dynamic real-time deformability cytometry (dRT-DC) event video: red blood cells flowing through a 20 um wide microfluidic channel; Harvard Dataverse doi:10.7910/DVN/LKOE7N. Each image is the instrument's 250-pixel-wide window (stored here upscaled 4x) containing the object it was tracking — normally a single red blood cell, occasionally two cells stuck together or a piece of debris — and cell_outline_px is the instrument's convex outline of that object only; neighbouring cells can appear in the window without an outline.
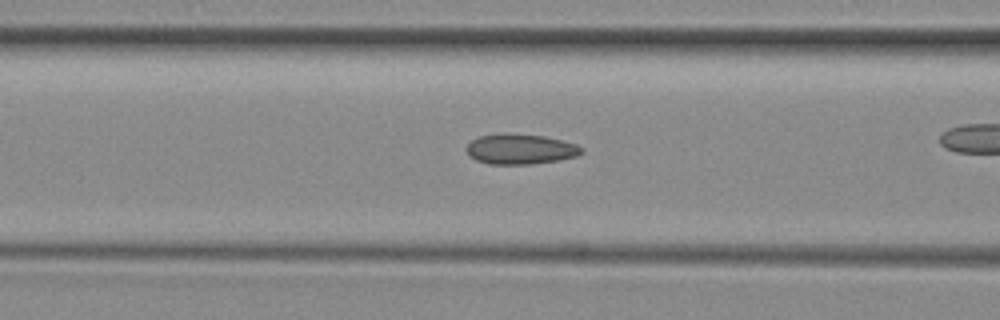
{"species": "common noctule bat (a hibernating species)", "species_latin": "Nyctalus noctula", "temperature_condition": "room temperature", "stored_images_in_passage": 40, "camera_frame_rate_fps": 3000, "um_per_image_px": 0.085, "animal": {"sex": "female", "body_mass_g": 29.2, "forearm_length_mm": 56.3}, "frame": {"image": 1, "passage_image": 20, "time_ms": 6.333, "image_size_px": [1000, 320], "cell_outline_px": [[584, 152], [576, 156], [560, 160], [532, 164], [488, 164], [476, 160], [468, 156], [464, 148], [472, 140], [480, 136], [544, 136], [576, 144], [584, 148]], "centroid_in_image_um": [44.25, 12.73], "position_along_channel_um": 122.4, "area_um2": 19.65}}
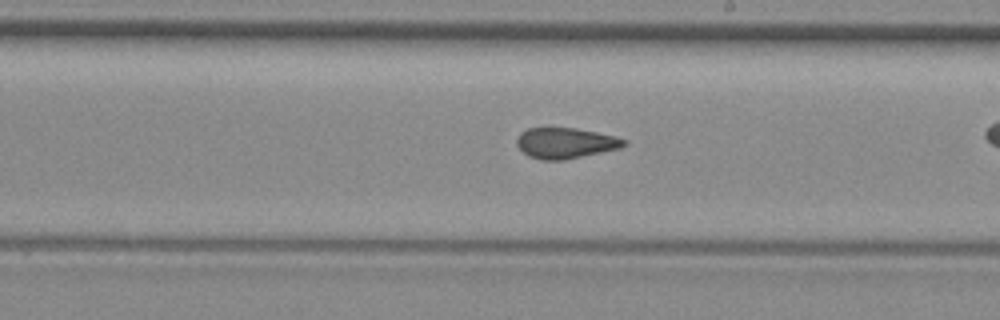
{"frame": {"image": 2, "passage_image": 29, "time_ms": 9.333, "image_size_px": [1000, 320], "cell_outline_px": [[628, 144], [620, 148], [564, 160], [540, 160], [528, 156], [516, 144], [516, 140], [520, 132], [528, 128], [576, 128], [616, 136], [628, 140]], "centroid_in_image_um": [48.08, 12.16], "position_along_channel_um": 240.9, "area_um2": 19.25}}
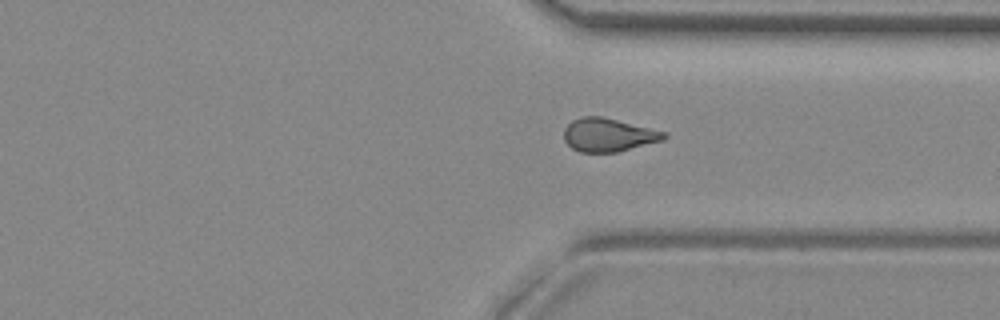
{"frame": {"image": 3, "passage_image": 38, "time_ms": 12.333, "image_size_px": [1000, 320], "cell_outline_px": [[668, 136], [664, 140], [616, 152], [580, 152], [572, 148], [564, 140], [564, 128], [572, 120], [580, 116], [604, 116], [668, 132]], "centroid_in_image_um": [51.73, 11.45], "position_along_channel_um": 359.7, "area_um2": 19.71}}